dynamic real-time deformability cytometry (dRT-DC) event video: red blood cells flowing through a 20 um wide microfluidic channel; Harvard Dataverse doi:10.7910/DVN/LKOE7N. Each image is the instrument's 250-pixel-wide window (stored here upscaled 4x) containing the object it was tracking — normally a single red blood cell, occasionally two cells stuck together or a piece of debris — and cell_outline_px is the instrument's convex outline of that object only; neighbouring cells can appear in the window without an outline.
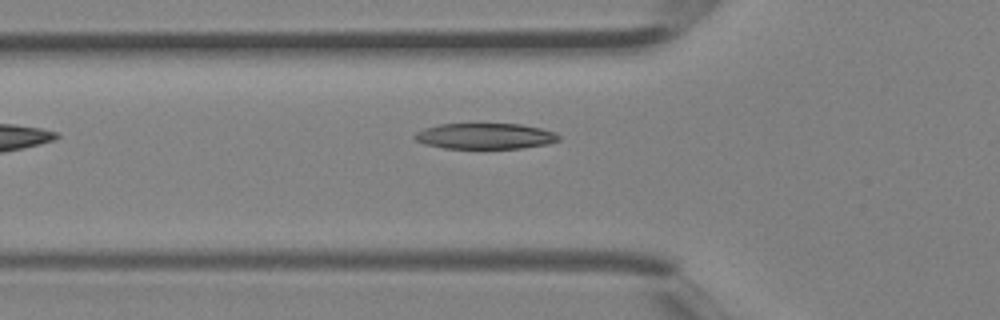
{"species": "Egyptian fruit bat (a non-hibernating species)", "species_latin": "Rousettus aegyptiacus", "temperature_condition": "room temperature", "stored_images_in_passage": 4, "camera_frame_rate_fps": 3000, "um_per_image_px": 0.085, "animal": {"sex": "female"}, "frame": {"image": 1, "passage_image": 4, "time_ms": 1.0, "image_size_px": [1000, 320], "cell_outline_px": [[560, 140], [548, 144], [520, 148], [444, 148], [424, 144], [416, 140], [412, 136], [416, 132], [424, 128], [440, 124], [520, 124], [540, 128], [556, 132], [560, 136]], "centroid_in_image_um": [41.24, 11.57], "position_along_channel_um": 84.6, "area_um2": 21.68}}